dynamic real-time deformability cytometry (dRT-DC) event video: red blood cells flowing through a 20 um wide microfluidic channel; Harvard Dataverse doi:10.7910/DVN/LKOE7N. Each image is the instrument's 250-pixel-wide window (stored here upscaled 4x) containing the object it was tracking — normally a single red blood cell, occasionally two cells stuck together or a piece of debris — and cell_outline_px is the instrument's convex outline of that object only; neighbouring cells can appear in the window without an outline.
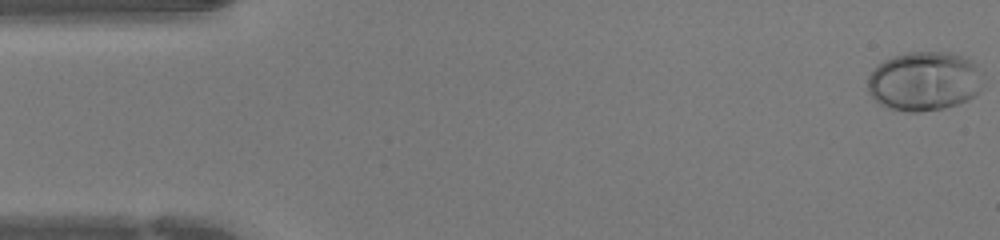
{"species": "human", "species_latin": "Homo sapiens", "temperature_condition": "warm", "stored_images_in_passage": 45, "camera_frame_rate_fps": 3000, "um_per_image_px": 0.085, "donor": {"sex": "female"}, "frame": {"image": 1, "passage_image": 1, "time_ms": 0.0, "image_size_px": [1000, 240], "cell_outline_px": [[980, 92], [956, 104], [944, 108], [920, 112], [908, 112], [892, 108], [880, 104], [868, 92], [868, 76], [884, 60], [892, 56], [908, 52], [948, 52], [960, 56], [968, 60], [972, 64], [980, 88]], "centroid_in_image_um": [78.46, 6.91], "position_along_channel_um": 6.5, "area_um2": 38.67}}
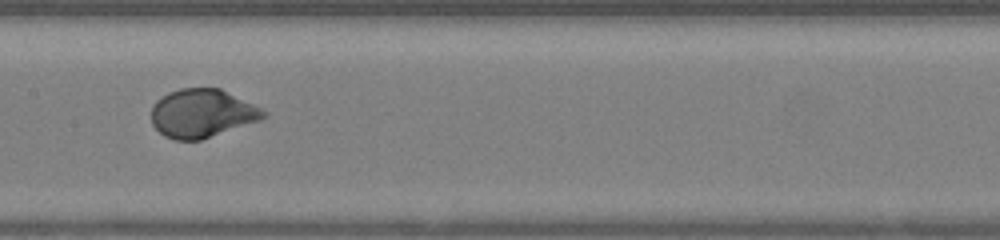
{"frame": {"image": 2, "passage_image": 22, "time_ms": 7.0, "image_size_px": [1000, 240], "cell_outline_px": [[268, 116], [260, 120], [200, 140], [176, 140], [164, 136], [152, 124], [152, 108], [156, 100], [168, 92], [180, 88], [220, 88], [268, 112]], "centroid_in_image_um": [17.16, 9.63], "position_along_channel_um": 190.2, "area_um2": 31.44}}
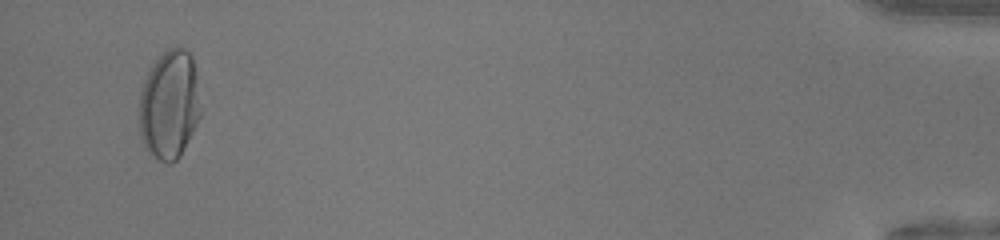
{"frame": {"image": 3, "passage_image": 43, "time_ms": 14.0, "image_size_px": [1000, 240], "cell_outline_px": [[200, 116], [180, 156], [176, 160], [168, 164], [160, 160], [148, 152], [140, 136], [140, 92], [144, 80], [152, 64], [168, 48], [176, 44], [184, 48], [192, 56], [196, 72], [200, 112]], "centroid_in_image_um": [14.39, 8.87], "position_along_channel_um": 420.8, "area_um2": 38.84}}